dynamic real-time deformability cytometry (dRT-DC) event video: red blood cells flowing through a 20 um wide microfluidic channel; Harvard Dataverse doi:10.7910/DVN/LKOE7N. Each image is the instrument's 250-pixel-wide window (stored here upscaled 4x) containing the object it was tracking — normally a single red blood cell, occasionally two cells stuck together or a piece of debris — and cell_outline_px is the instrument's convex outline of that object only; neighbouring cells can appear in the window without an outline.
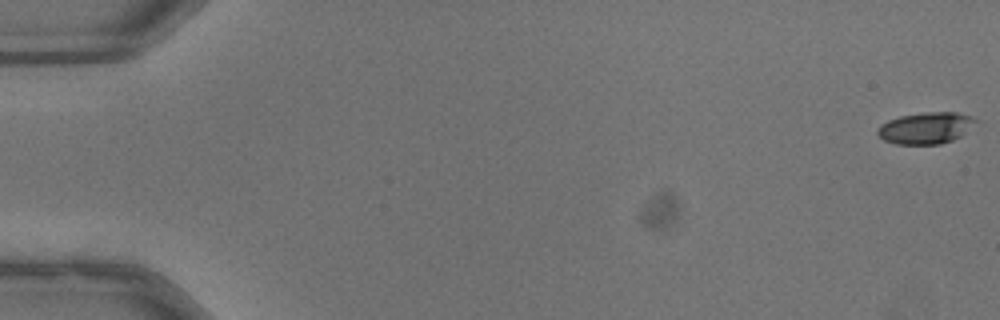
{"species": "common noctule bat (a hibernating species)", "species_latin": "Nyctalus noctula", "temperature_condition": "warm", "stored_images_in_passage": 53, "camera_frame_rate_fps": 3000, "um_per_image_px": 0.085, "animal": {"sex": "male", "body_mass_g": 13.3}, "frame": {"image": 1, "passage_image": 1, "time_ms": 0.0, "image_size_px": [1000, 320], "cell_outline_px": [[980, 120], [960, 136], [952, 140], [940, 144], [896, 144], [884, 140], [876, 132], [876, 128], [880, 124], [888, 120], [900, 116], [924, 112], [956, 112], [972, 116]], "centroid_in_image_um": [78.69, 10.87], "position_along_channel_um": 6.3, "area_um2": 18.15}}
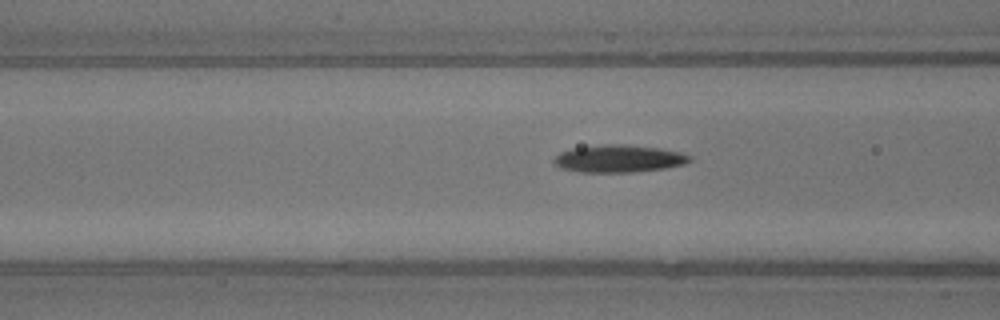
{"frame": {"image": 2, "passage_image": 22, "time_ms": 7.0, "image_size_px": [1000, 320], "cell_outline_px": [[692, 160], [684, 164], [668, 168], [632, 172], [580, 172], [560, 168], [552, 160], [560, 152], [572, 148], [604, 144], [624, 144], [660, 148], [680, 152], [692, 156]], "centroid_in_image_um": [52.62, 13.48], "position_along_channel_um": 114.0, "area_um2": 21.85}}
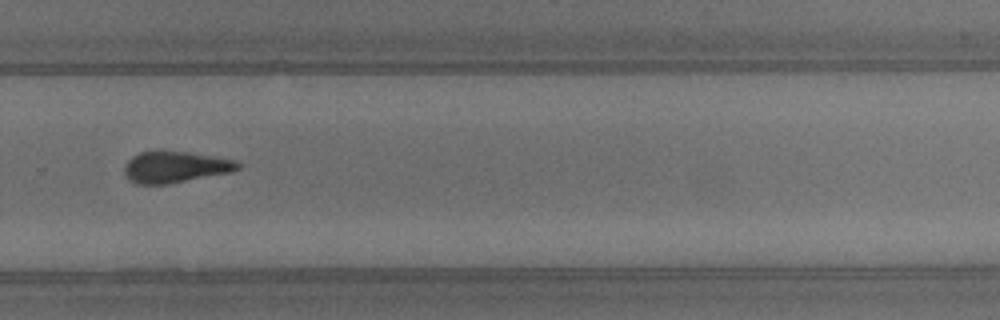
{"frame": {"image": 3, "passage_image": 37, "time_ms": 12.0, "image_size_px": [1000, 320], "cell_outline_px": [[244, 164], [240, 168], [232, 172], [168, 184], [136, 184], [128, 180], [124, 172], [124, 164], [132, 156], [140, 152], [160, 148], [188, 152], [236, 160]], "centroid_in_image_um": [14.88, 14.17], "position_along_channel_um": 314.9, "area_um2": 21.44}, "authors_computed_cell_mechanics": {"area_um2": 20.1722, "velocity_mm_per_s": 4.0171, "shape_relaxation_time_tau1_ms": 9.7121, "shape_relaxation_time_tau2_ms": 7.7927, "deformation_change_tau1": 0.2334, "deformation_change_tau2": 0.2162}}